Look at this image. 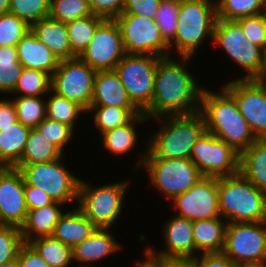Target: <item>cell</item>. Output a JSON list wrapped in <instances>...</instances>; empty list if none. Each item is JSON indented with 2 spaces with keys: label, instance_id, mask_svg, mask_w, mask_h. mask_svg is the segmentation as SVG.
I'll return each instance as SVG.
<instances>
[{
  "label": "cell",
  "instance_id": "cell-1",
  "mask_svg": "<svg viewBox=\"0 0 266 267\" xmlns=\"http://www.w3.org/2000/svg\"><path fill=\"white\" fill-rule=\"evenodd\" d=\"M169 56L158 61L151 104L143 111L154 119L166 115H188L200 111L204 88L187 68L193 57ZM200 85V86H199Z\"/></svg>",
  "mask_w": 266,
  "mask_h": 267
},
{
  "label": "cell",
  "instance_id": "cell-2",
  "mask_svg": "<svg viewBox=\"0 0 266 267\" xmlns=\"http://www.w3.org/2000/svg\"><path fill=\"white\" fill-rule=\"evenodd\" d=\"M200 112L206 131L231 145L241 153L258 139L240 114L234 97L222 86L219 92L207 87L201 93Z\"/></svg>",
  "mask_w": 266,
  "mask_h": 267
},
{
  "label": "cell",
  "instance_id": "cell-3",
  "mask_svg": "<svg viewBox=\"0 0 266 267\" xmlns=\"http://www.w3.org/2000/svg\"><path fill=\"white\" fill-rule=\"evenodd\" d=\"M153 120L160 127L147 138V150L157 158L190 159L193 146L206 131L200 111L188 115L160 116Z\"/></svg>",
  "mask_w": 266,
  "mask_h": 267
},
{
  "label": "cell",
  "instance_id": "cell-4",
  "mask_svg": "<svg viewBox=\"0 0 266 267\" xmlns=\"http://www.w3.org/2000/svg\"><path fill=\"white\" fill-rule=\"evenodd\" d=\"M216 20L214 1L180 0L175 38L169 44L170 56L177 51L178 56L195 58L196 50L207 38L213 42Z\"/></svg>",
  "mask_w": 266,
  "mask_h": 267
},
{
  "label": "cell",
  "instance_id": "cell-5",
  "mask_svg": "<svg viewBox=\"0 0 266 267\" xmlns=\"http://www.w3.org/2000/svg\"><path fill=\"white\" fill-rule=\"evenodd\" d=\"M220 215L228 223L266 221V193L240 172L218 178Z\"/></svg>",
  "mask_w": 266,
  "mask_h": 267
},
{
  "label": "cell",
  "instance_id": "cell-6",
  "mask_svg": "<svg viewBox=\"0 0 266 267\" xmlns=\"http://www.w3.org/2000/svg\"><path fill=\"white\" fill-rule=\"evenodd\" d=\"M145 145L144 151L138 156V165L133 170L146 169L148 179H150L149 182L168 201L188 191L204 177L191 159L157 158L147 150V142H145Z\"/></svg>",
  "mask_w": 266,
  "mask_h": 267
},
{
  "label": "cell",
  "instance_id": "cell-7",
  "mask_svg": "<svg viewBox=\"0 0 266 267\" xmlns=\"http://www.w3.org/2000/svg\"><path fill=\"white\" fill-rule=\"evenodd\" d=\"M130 183L113 182L95 187L80 179L77 207L99 228H113L122 214L126 192Z\"/></svg>",
  "mask_w": 266,
  "mask_h": 267
},
{
  "label": "cell",
  "instance_id": "cell-8",
  "mask_svg": "<svg viewBox=\"0 0 266 267\" xmlns=\"http://www.w3.org/2000/svg\"><path fill=\"white\" fill-rule=\"evenodd\" d=\"M213 41L226 52L234 64L241 66L244 75L236 79H257L264 68L265 51L250 42L236 20L217 18Z\"/></svg>",
  "mask_w": 266,
  "mask_h": 267
},
{
  "label": "cell",
  "instance_id": "cell-9",
  "mask_svg": "<svg viewBox=\"0 0 266 267\" xmlns=\"http://www.w3.org/2000/svg\"><path fill=\"white\" fill-rule=\"evenodd\" d=\"M63 156L56 161L17 164L23 175L24 184L31 185L47 193L54 201L63 204L78 202L80 177H76L64 165Z\"/></svg>",
  "mask_w": 266,
  "mask_h": 267
},
{
  "label": "cell",
  "instance_id": "cell-10",
  "mask_svg": "<svg viewBox=\"0 0 266 267\" xmlns=\"http://www.w3.org/2000/svg\"><path fill=\"white\" fill-rule=\"evenodd\" d=\"M159 56L126 54L114 70L131 101L143 112L152 101Z\"/></svg>",
  "mask_w": 266,
  "mask_h": 267
},
{
  "label": "cell",
  "instance_id": "cell-11",
  "mask_svg": "<svg viewBox=\"0 0 266 267\" xmlns=\"http://www.w3.org/2000/svg\"><path fill=\"white\" fill-rule=\"evenodd\" d=\"M119 26L126 54L170 56V47L164 41L155 20L145 16L121 14L115 18Z\"/></svg>",
  "mask_w": 266,
  "mask_h": 267
},
{
  "label": "cell",
  "instance_id": "cell-12",
  "mask_svg": "<svg viewBox=\"0 0 266 267\" xmlns=\"http://www.w3.org/2000/svg\"><path fill=\"white\" fill-rule=\"evenodd\" d=\"M190 159L205 177H226L239 173L240 153L205 131L193 146Z\"/></svg>",
  "mask_w": 266,
  "mask_h": 267
},
{
  "label": "cell",
  "instance_id": "cell-13",
  "mask_svg": "<svg viewBox=\"0 0 266 267\" xmlns=\"http://www.w3.org/2000/svg\"><path fill=\"white\" fill-rule=\"evenodd\" d=\"M96 73L97 71L78 57L62 60L51 76L50 90L78 103L87 111L93 97Z\"/></svg>",
  "mask_w": 266,
  "mask_h": 267
},
{
  "label": "cell",
  "instance_id": "cell-14",
  "mask_svg": "<svg viewBox=\"0 0 266 267\" xmlns=\"http://www.w3.org/2000/svg\"><path fill=\"white\" fill-rule=\"evenodd\" d=\"M223 253L235 264L266 261V221L228 223Z\"/></svg>",
  "mask_w": 266,
  "mask_h": 267
},
{
  "label": "cell",
  "instance_id": "cell-15",
  "mask_svg": "<svg viewBox=\"0 0 266 267\" xmlns=\"http://www.w3.org/2000/svg\"><path fill=\"white\" fill-rule=\"evenodd\" d=\"M222 85L258 140L266 139V86L257 79H233Z\"/></svg>",
  "mask_w": 266,
  "mask_h": 267
},
{
  "label": "cell",
  "instance_id": "cell-16",
  "mask_svg": "<svg viewBox=\"0 0 266 267\" xmlns=\"http://www.w3.org/2000/svg\"><path fill=\"white\" fill-rule=\"evenodd\" d=\"M126 55L121 32L115 19H104L91 42L78 58L95 71L114 70Z\"/></svg>",
  "mask_w": 266,
  "mask_h": 267
},
{
  "label": "cell",
  "instance_id": "cell-17",
  "mask_svg": "<svg viewBox=\"0 0 266 267\" xmlns=\"http://www.w3.org/2000/svg\"><path fill=\"white\" fill-rule=\"evenodd\" d=\"M169 203L173 205L171 207H174L175 215L190 221L221 217L218 178L202 177L188 191L175 196Z\"/></svg>",
  "mask_w": 266,
  "mask_h": 267
},
{
  "label": "cell",
  "instance_id": "cell-18",
  "mask_svg": "<svg viewBox=\"0 0 266 267\" xmlns=\"http://www.w3.org/2000/svg\"><path fill=\"white\" fill-rule=\"evenodd\" d=\"M25 184L18 168L6 167L0 174V224L18 228L24 224L28 209Z\"/></svg>",
  "mask_w": 266,
  "mask_h": 267
},
{
  "label": "cell",
  "instance_id": "cell-19",
  "mask_svg": "<svg viewBox=\"0 0 266 267\" xmlns=\"http://www.w3.org/2000/svg\"><path fill=\"white\" fill-rule=\"evenodd\" d=\"M165 249L156 251L151 245L144 249L145 258H195L192 221L173 215L163 224ZM155 249V250H154Z\"/></svg>",
  "mask_w": 266,
  "mask_h": 267
},
{
  "label": "cell",
  "instance_id": "cell-20",
  "mask_svg": "<svg viewBox=\"0 0 266 267\" xmlns=\"http://www.w3.org/2000/svg\"><path fill=\"white\" fill-rule=\"evenodd\" d=\"M109 230L111 228L97 227L88 238L72 248L73 262L78 264L75 267H93L94 262L120 252L121 243L115 240V235Z\"/></svg>",
  "mask_w": 266,
  "mask_h": 267
},
{
  "label": "cell",
  "instance_id": "cell-21",
  "mask_svg": "<svg viewBox=\"0 0 266 267\" xmlns=\"http://www.w3.org/2000/svg\"><path fill=\"white\" fill-rule=\"evenodd\" d=\"M90 106L138 108L131 101L115 70L97 71Z\"/></svg>",
  "mask_w": 266,
  "mask_h": 267
},
{
  "label": "cell",
  "instance_id": "cell-22",
  "mask_svg": "<svg viewBox=\"0 0 266 267\" xmlns=\"http://www.w3.org/2000/svg\"><path fill=\"white\" fill-rule=\"evenodd\" d=\"M16 49L18 61L24 68L43 71L50 77L60 63L54 53L37 39L31 29L17 43Z\"/></svg>",
  "mask_w": 266,
  "mask_h": 267
},
{
  "label": "cell",
  "instance_id": "cell-23",
  "mask_svg": "<svg viewBox=\"0 0 266 267\" xmlns=\"http://www.w3.org/2000/svg\"><path fill=\"white\" fill-rule=\"evenodd\" d=\"M30 29L59 61L76 58L71 51L66 24L48 16L32 24Z\"/></svg>",
  "mask_w": 266,
  "mask_h": 267
},
{
  "label": "cell",
  "instance_id": "cell-24",
  "mask_svg": "<svg viewBox=\"0 0 266 267\" xmlns=\"http://www.w3.org/2000/svg\"><path fill=\"white\" fill-rule=\"evenodd\" d=\"M63 206L66 205L54 201L47 206L28 210L26 220L20 228L24 243L37 237L52 236L56 224L64 213Z\"/></svg>",
  "mask_w": 266,
  "mask_h": 267
},
{
  "label": "cell",
  "instance_id": "cell-25",
  "mask_svg": "<svg viewBox=\"0 0 266 267\" xmlns=\"http://www.w3.org/2000/svg\"><path fill=\"white\" fill-rule=\"evenodd\" d=\"M96 228L83 212L75 206L61 215L52 236L73 248L88 238Z\"/></svg>",
  "mask_w": 266,
  "mask_h": 267
},
{
  "label": "cell",
  "instance_id": "cell-26",
  "mask_svg": "<svg viewBox=\"0 0 266 267\" xmlns=\"http://www.w3.org/2000/svg\"><path fill=\"white\" fill-rule=\"evenodd\" d=\"M227 224L222 217L192 221L195 257L201 253L223 252Z\"/></svg>",
  "mask_w": 266,
  "mask_h": 267
},
{
  "label": "cell",
  "instance_id": "cell-27",
  "mask_svg": "<svg viewBox=\"0 0 266 267\" xmlns=\"http://www.w3.org/2000/svg\"><path fill=\"white\" fill-rule=\"evenodd\" d=\"M239 172L266 193V139L257 140L240 153Z\"/></svg>",
  "mask_w": 266,
  "mask_h": 267
},
{
  "label": "cell",
  "instance_id": "cell-28",
  "mask_svg": "<svg viewBox=\"0 0 266 267\" xmlns=\"http://www.w3.org/2000/svg\"><path fill=\"white\" fill-rule=\"evenodd\" d=\"M146 121H149V119L144 113H141L136 115L127 125L116 127L101 134L100 138L107 150V154L122 156V154H127L133 150L138 144L136 142L139 139L138 132L136 131L137 125H141V123L143 124Z\"/></svg>",
  "mask_w": 266,
  "mask_h": 267
},
{
  "label": "cell",
  "instance_id": "cell-29",
  "mask_svg": "<svg viewBox=\"0 0 266 267\" xmlns=\"http://www.w3.org/2000/svg\"><path fill=\"white\" fill-rule=\"evenodd\" d=\"M30 129L19 121L0 127V163L6 167H15L19 163Z\"/></svg>",
  "mask_w": 266,
  "mask_h": 267
},
{
  "label": "cell",
  "instance_id": "cell-30",
  "mask_svg": "<svg viewBox=\"0 0 266 267\" xmlns=\"http://www.w3.org/2000/svg\"><path fill=\"white\" fill-rule=\"evenodd\" d=\"M86 112L94 117L93 127H96L99 136L108 130L127 125L136 115L143 113L139 108L110 106H90Z\"/></svg>",
  "mask_w": 266,
  "mask_h": 267
},
{
  "label": "cell",
  "instance_id": "cell-31",
  "mask_svg": "<svg viewBox=\"0 0 266 267\" xmlns=\"http://www.w3.org/2000/svg\"><path fill=\"white\" fill-rule=\"evenodd\" d=\"M28 243L50 267H71L73 263L72 248L53 236L37 237Z\"/></svg>",
  "mask_w": 266,
  "mask_h": 267
},
{
  "label": "cell",
  "instance_id": "cell-32",
  "mask_svg": "<svg viewBox=\"0 0 266 267\" xmlns=\"http://www.w3.org/2000/svg\"><path fill=\"white\" fill-rule=\"evenodd\" d=\"M63 154L36 129L31 128L18 164H35L56 161Z\"/></svg>",
  "mask_w": 266,
  "mask_h": 267
},
{
  "label": "cell",
  "instance_id": "cell-33",
  "mask_svg": "<svg viewBox=\"0 0 266 267\" xmlns=\"http://www.w3.org/2000/svg\"><path fill=\"white\" fill-rule=\"evenodd\" d=\"M48 94L51 96L46 100V118L66 124L76 130L77 120L80 119V114L86 115V110L78 103L59 96L51 90Z\"/></svg>",
  "mask_w": 266,
  "mask_h": 267
},
{
  "label": "cell",
  "instance_id": "cell-34",
  "mask_svg": "<svg viewBox=\"0 0 266 267\" xmlns=\"http://www.w3.org/2000/svg\"><path fill=\"white\" fill-rule=\"evenodd\" d=\"M104 18L91 15L75 19L66 25L72 53L78 57L91 42L94 32Z\"/></svg>",
  "mask_w": 266,
  "mask_h": 267
},
{
  "label": "cell",
  "instance_id": "cell-35",
  "mask_svg": "<svg viewBox=\"0 0 266 267\" xmlns=\"http://www.w3.org/2000/svg\"><path fill=\"white\" fill-rule=\"evenodd\" d=\"M51 88V77L40 70L24 68L12 96L47 97Z\"/></svg>",
  "mask_w": 266,
  "mask_h": 267
},
{
  "label": "cell",
  "instance_id": "cell-36",
  "mask_svg": "<svg viewBox=\"0 0 266 267\" xmlns=\"http://www.w3.org/2000/svg\"><path fill=\"white\" fill-rule=\"evenodd\" d=\"M16 47H0V94H10L23 71Z\"/></svg>",
  "mask_w": 266,
  "mask_h": 267
},
{
  "label": "cell",
  "instance_id": "cell-37",
  "mask_svg": "<svg viewBox=\"0 0 266 267\" xmlns=\"http://www.w3.org/2000/svg\"><path fill=\"white\" fill-rule=\"evenodd\" d=\"M217 18L238 20L265 13V0H218Z\"/></svg>",
  "mask_w": 266,
  "mask_h": 267
},
{
  "label": "cell",
  "instance_id": "cell-38",
  "mask_svg": "<svg viewBox=\"0 0 266 267\" xmlns=\"http://www.w3.org/2000/svg\"><path fill=\"white\" fill-rule=\"evenodd\" d=\"M45 97L16 96L15 105L19 122L30 128H36L46 118Z\"/></svg>",
  "mask_w": 266,
  "mask_h": 267
},
{
  "label": "cell",
  "instance_id": "cell-39",
  "mask_svg": "<svg viewBox=\"0 0 266 267\" xmlns=\"http://www.w3.org/2000/svg\"><path fill=\"white\" fill-rule=\"evenodd\" d=\"M93 15L88 0H51L50 17L64 24Z\"/></svg>",
  "mask_w": 266,
  "mask_h": 267
},
{
  "label": "cell",
  "instance_id": "cell-40",
  "mask_svg": "<svg viewBox=\"0 0 266 267\" xmlns=\"http://www.w3.org/2000/svg\"><path fill=\"white\" fill-rule=\"evenodd\" d=\"M51 0H10L9 13L29 26L50 15Z\"/></svg>",
  "mask_w": 266,
  "mask_h": 267
},
{
  "label": "cell",
  "instance_id": "cell-41",
  "mask_svg": "<svg viewBox=\"0 0 266 267\" xmlns=\"http://www.w3.org/2000/svg\"><path fill=\"white\" fill-rule=\"evenodd\" d=\"M180 0H161L155 21L164 41L169 45L175 38Z\"/></svg>",
  "mask_w": 266,
  "mask_h": 267
},
{
  "label": "cell",
  "instance_id": "cell-42",
  "mask_svg": "<svg viewBox=\"0 0 266 267\" xmlns=\"http://www.w3.org/2000/svg\"><path fill=\"white\" fill-rule=\"evenodd\" d=\"M36 129L63 155L66 154L64 148L72 141L76 132L70 126L49 118H45Z\"/></svg>",
  "mask_w": 266,
  "mask_h": 267
},
{
  "label": "cell",
  "instance_id": "cell-43",
  "mask_svg": "<svg viewBox=\"0 0 266 267\" xmlns=\"http://www.w3.org/2000/svg\"><path fill=\"white\" fill-rule=\"evenodd\" d=\"M30 29V26L15 14L0 15V47H16L17 43Z\"/></svg>",
  "mask_w": 266,
  "mask_h": 267
},
{
  "label": "cell",
  "instance_id": "cell-44",
  "mask_svg": "<svg viewBox=\"0 0 266 267\" xmlns=\"http://www.w3.org/2000/svg\"><path fill=\"white\" fill-rule=\"evenodd\" d=\"M24 244L20 228L0 224V265L18 258L19 250Z\"/></svg>",
  "mask_w": 266,
  "mask_h": 267
},
{
  "label": "cell",
  "instance_id": "cell-45",
  "mask_svg": "<svg viewBox=\"0 0 266 267\" xmlns=\"http://www.w3.org/2000/svg\"><path fill=\"white\" fill-rule=\"evenodd\" d=\"M246 38L266 52V13L236 20Z\"/></svg>",
  "mask_w": 266,
  "mask_h": 267
},
{
  "label": "cell",
  "instance_id": "cell-46",
  "mask_svg": "<svg viewBox=\"0 0 266 267\" xmlns=\"http://www.w3.org/2000/svg\"><path fill=\"white\" fill-rule=\"evenodd\" d=\"M125 0H88L93 15L115 19L123 13Z\"/></svg>",
  "mask_w": 266,
  "mask_h": 267
},
{
  "label": "cell",
  "instance_id": "cell-47",
  "mask_svg": "<svg viewBox=\"0 0 266 267\" xmlns=\"http://www.w3.org/2000/svg\"><path fill=\"white\" fill-rule=\"evenodd\" d=\"M161 0H125L122 14L145 16L155 20Z\"/></svg>",
  "mask_w": 266,
  "mask_h": 267
},
{
  "label": "cell",
  "instance_id": "cell-48",
  "mask_svg": "<svg viewBox=\"0 0 266 267\" xmlns=\"http://www.w3.org/2000/svg\"><path fill=\"white\" fill-rule=\"evenodd\" d=\"M25 203L27 209H37L47 206L54 200L44 191L31 185H25Z\"/></svg>",
  "mask_w": 266,
  "mask_h": 267
},
{
  "label": "cell",
  "instance_id": "cell-49",
  "mask_svg": "<svg viewBox=\"0 0 266 267\" xmlns=\"http://www.w3.org/2000/svg\"><path fill=\"white\" fill-rule=\"evenodd\" d=\"M195 259L198 267H235L223 252L201 253Z\"/></svg>",
  "mask_w": 266,
  "mask_h": 267
},
{
  "label": "cell",
  "instance_id": "cell-50",
  "mask_svg": "<svg viewBox=\"0 0 266 267\" xmlns=\"http://www.w3.org/2000/svg\"><path fill=\"white\" fill-rule=\"evenodd\" d=\"M18 262L19 267H50L29 243L20 248Z\"/></svg>",
  "mask_w": 266,
  "mask_h": 267
},
{
  "label": "cell",
  "instance_id": "cell-51",
  "mask_svg": "<svg viewBox=\"0 0 266 267\" xmlns=\"http://www.w3.org/2000/svg\"><path fill=\"white\" fill-rule=\"evenodd\" d=\"M154 267H198L195 258H146Z\"/></svg>",
  "mask_w": 266,
  "mask_h": 267
},
{
  "label": "cell",
  "instance_id": "cell-52",
  "mask_svg": "<svg viewBox=\"0 0 266 267\" xmlns=\"http://www.w3.org/2000/svg\"><path fill=\"white\" fill-rule=\"evenodd\" d=\"M18 121L12 99H0V127L11 126Z\"/></svg>",
  "mask_w": 266,
  "mask_h": 267
},
{
  "label": "cell",
  "instance_id": "cell-53",
  "mask_svg": "<svg viewBox=\"0 0 266 267\" xmlns=\"http://www.w3.org/2000/svg\"><path fill=\"white\" fill-rule=\"evenodd\" d=\"M235 267H266V261L239 263V264H235Z\"/></svg>",
  "mask_w": 266,
  "mask_h": 267
},
{
  "label": "cell",
  "instance_id": "cell-54",
  "mask_svg": "<svg viewBox=\"0 0 266 267\" xmlns=\"http://www.w3.org/2000/svg\"><path fill=\"white\" fill-rule=\"evenodd\" d=\"M10 0H0V15L9 12Z\"/></svg>",
  "mask_w": 266,
  "mask_h": 267
},
{
  "label": "cell",
  "instance_id": "cell-55",
  "mask_svg": "<svg viewBox=\"0 0 266 267\" xmlns=\"http://www.w3.org/2000/svg\"><path fill=\"white\" fill-rule=\"evenodd\" d=\"M257 80L266 86V53H265V61H264V68L261 75L257 78Z\"/></svg>",
  "mask_w": 266,
  "mask_h": 267
},
{
  "label": "cell",
  "instance_id": "cell-56",
  "mask_svg": "<svg viewBox=\"0 0 266 267\" xmlns=\"http://www.w3.org/2000/svg\"><path fill=\"white\" fill-rule=\"evenodd\" d=\"M0 267H19L18 258L5 262Z\"/></svg>",
  "mask_w": 266,
  "mask_h": 267
},
{
  "label": "cell",
  "instance_id": "cell-57",
  "mask_svg": "<svg viewBox=\"0 0 266 267\" xmlns=\"http://www.w3.org/2000/svg\"><path fill=\"white\" fill-rule=\"evenodd\" d=\"M134 267H154L146 258L145 260H138Z\"/></svg>",
  "mask_w": 266,
  "mask_h": 267
},
{
  "label": "cell",
  "instance_id": "cell-58",
  "mask_svg": "<svg viewBox=\"0 0 266 267\" xmlns=\"http://www.w3.org/2000/svg\"><path fill=\"white\" fill-rule=\"evenodd\" d=\"M5 168H6V166L4 164L0 163V174Z\"/></svg>",
  "mask_w": 266,
  "mask_h": 267
}]
</instances>
